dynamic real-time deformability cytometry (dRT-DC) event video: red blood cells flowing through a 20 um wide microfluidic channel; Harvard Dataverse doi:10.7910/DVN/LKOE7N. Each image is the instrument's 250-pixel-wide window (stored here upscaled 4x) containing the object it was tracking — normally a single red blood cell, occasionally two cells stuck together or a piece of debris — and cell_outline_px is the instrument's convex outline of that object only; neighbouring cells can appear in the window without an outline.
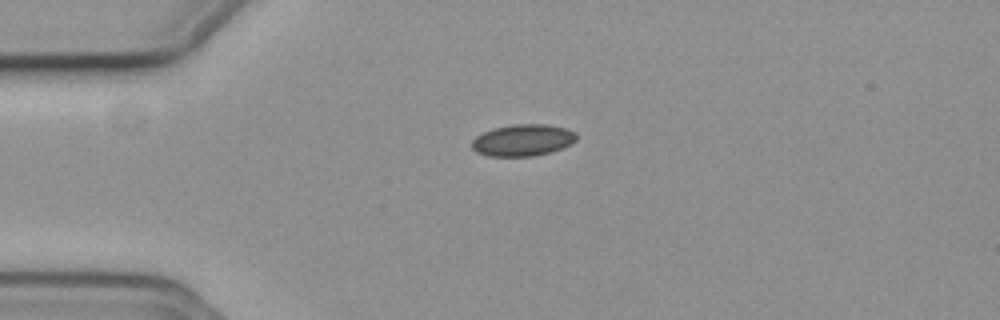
{"species": "common noctule bat (a hibernating species)", "species_latin": "Nyctalus noctula", "temperature_condition": "cold", "stored_images_in_passage": 37, "camera_frame_rate_fps": 3000, "um_per_image_px": 0.085, "animal": {"sex": "female", "body_mass_g": 19.3, "forearm_length_mm": 54.1}, "frame": {"image": 1, "passage_image": 1, "time_ms": 0.0, "image_size_px": [1000, 320], "cell_outline_px": [[576, 140], [572, 144], [552, 152], [532, 156], [488, 156], [476, 152], [472, 148], [472, 140], [476, 136], [492, 128], [516, 124], [544, 124], [564, 128], [576, 132]], "centroid_in_image_um": [44.44, 11.92], "position_along_channel_um": 40.6, "area_um2": 19.36}}
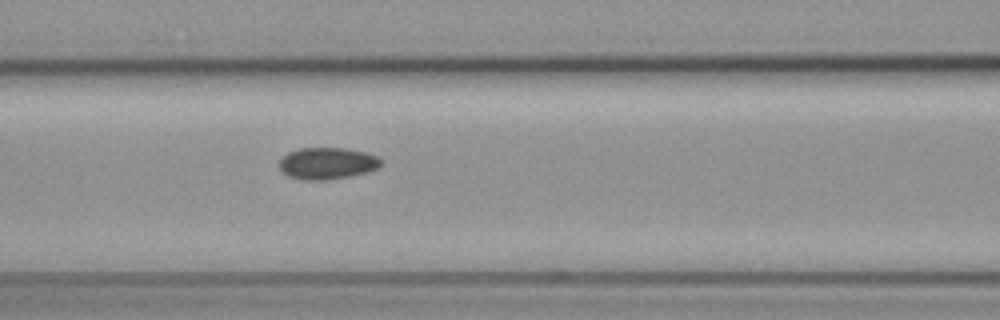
{"frame": {"image": 2, "passage_image": 11, "time_ms": 3.333, "image_size_px": [1000, 320], "cell_outline_px": [[380, 168], [368, 172], [352, 176], [328, 180], [304, 180], [288, 176], [280, 168], [280, 160], [288, 152], [300, 148], [344, 148], [364, 152], [376, 156], [380, 160]], "centroid_in_image_um": [27.83, 13.89], "position_along_channel_um": 138.8, "area_um2": 18.79}}
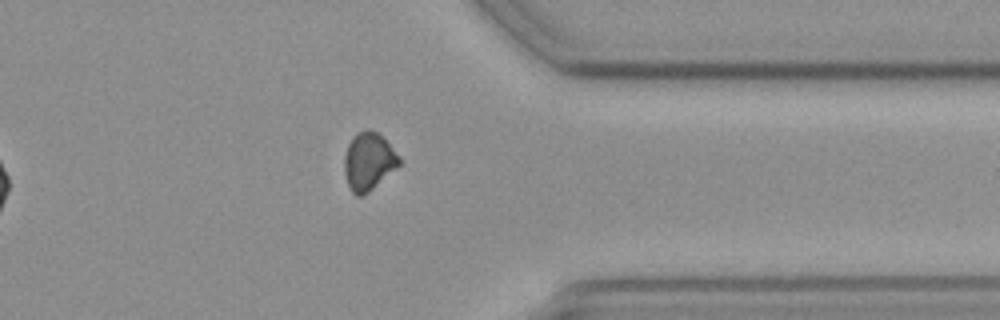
{"frame": {"image": 3, "passage_image": 31, "time_ms": 10.0, "image_size_px": [1000, 320], "cell_outline_px": [[400, 164], [396, 168], [368, 192], [360, 196], [356, 196], [352, 192], [348, 184], [344, 172], [344, 156], [348, 144], [352, 136], [356, 132], [364, 128], [368, 128], [376, 132], [400, 156]], "centroid_in_image_um": [31.3, 13.7], "position_along_channel_um": 380.1, "area_um2": 18.32}, "authors_computed_cell_mechanics": {"area_um2": 18.496, "velocity_mm_per_s": 3.7581, "shape_relaxation_time_tau1_ms": null, "shape_relaxation_time_tau2_ms": 5.9997, "deformation_change_tau1": null, "deformation_change_tau2": 0.0961}}